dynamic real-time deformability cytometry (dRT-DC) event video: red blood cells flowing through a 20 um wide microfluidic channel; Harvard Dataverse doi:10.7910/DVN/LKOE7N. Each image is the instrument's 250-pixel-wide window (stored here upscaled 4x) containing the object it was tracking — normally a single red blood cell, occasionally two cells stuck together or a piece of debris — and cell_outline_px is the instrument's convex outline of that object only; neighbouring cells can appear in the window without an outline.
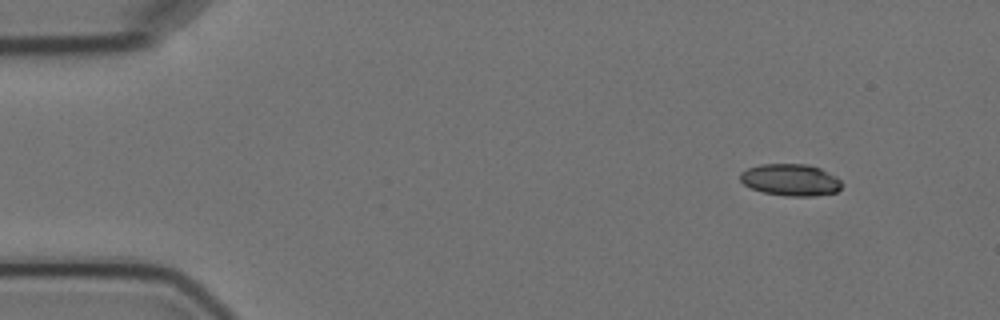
{"species": "Egyptian fruit bat (a non-hibernating species)", "species_latin": "Rousettus aegyptiacus", "temperature_condition": "cold", "stored_images_in_passage": 3, "camera_frame_rate_fps": 3000, "um_per_image_px": 0.085, "animal": {"sex": "female"}, "frame": {"image": 1, "passage_image": 1, "time_ms": 0.0, "image_size_px": [1000, 320], "cell_outline_px": [[844, 184], [836, 192], [816, 196], [784, 196], [764, 192], [752, 188], [744, 184], [740, 180], [740, 172], [748, 168], [760, 164], [808, 164], [820, 168], [836, 176]], "centroid_in_image_um": [67.22, 15.29], "position_along_channel_um": 17.8, "area_um2": 18.96}}
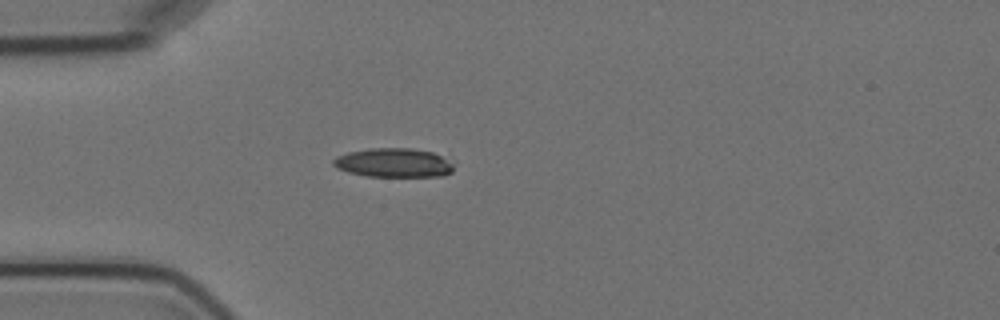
{"frame": {"image": 2, "passage_image": 3, "time_ms": 3.333, "image_size_px": [1000, 320], "cell_outline_px": [[452, 172], [444, 176], [368, 176], [348, 172], [336, 168], [332, 164], [332, 160], [336, 156], [348, 152], [372, 148], [412, 148], [432, 152], [440, 156], [452, 164]], "centroid_in_image_um": [33.41, 13.83], "position_along_channel_um": 51.6, "area_um2": 20.23}}